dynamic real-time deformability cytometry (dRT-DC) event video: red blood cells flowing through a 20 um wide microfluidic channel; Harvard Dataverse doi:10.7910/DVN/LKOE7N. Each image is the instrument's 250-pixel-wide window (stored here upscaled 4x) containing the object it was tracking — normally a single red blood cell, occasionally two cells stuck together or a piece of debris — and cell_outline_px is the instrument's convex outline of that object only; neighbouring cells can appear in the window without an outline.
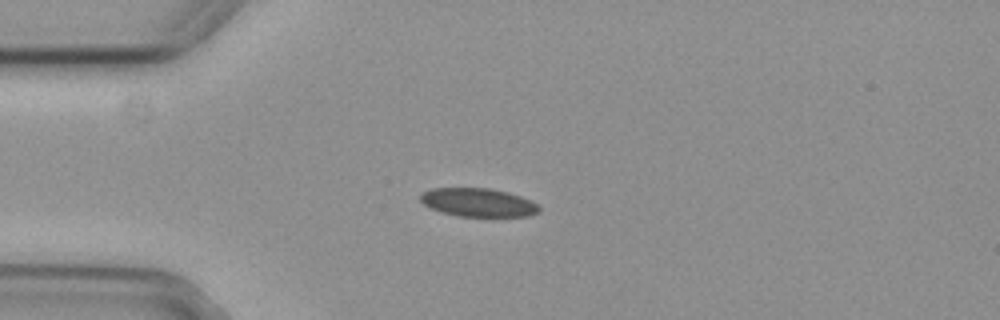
{"species": "common noctule bat (a hibernating species)", "species_latin": "Nyctalus noctula", "temperature_condition": "cold", "stored_images_in_passage": 4, "camera_frame_rate_fps": 3000, "um_per_image_px": 0.085, "animal": {"sex": "female", "body_mass_g": 29.2, "forearm_length_mm": 56.3}, "frame": {"image": 1, "passage_image": 2, "time_ms": 0.333, "image_size_px": [1000, 320], "cell_outline_px": [[540, 212], [528, 216], [456, 216], [440, 212], [424, 204], [420, 200], [420, 196], [424, 192], [432, 188], [488, 188], [508, 192], [532, 200], [540, 208]], "centroid_in_image_um": [40.66, 17.21], "position_along_channel_um": 44.3, "area_um2": 19.65}}
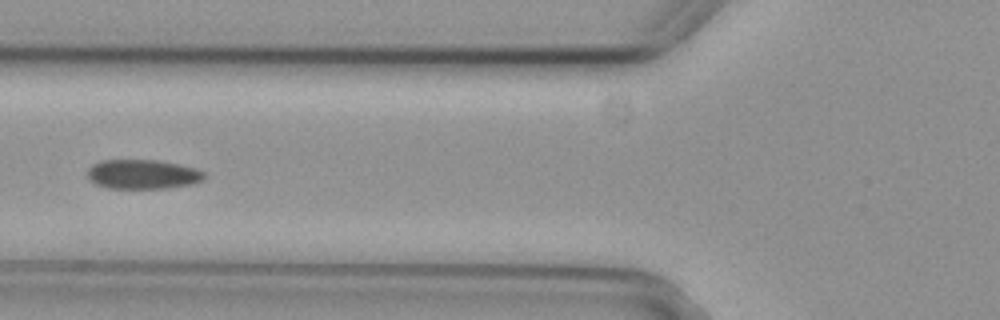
{"frame": {"image": 2, "passage_image": 4, "time_ms": 1.0, "image_size_px": [1000, 320], "cell_outline_px": [[204, 180], [192, 184], [168, 188], [108, 188], [96, 184], [88, 180], [88, 168], [92, 164], [100, 160], [156, 160], [180, 164], [196, 168], [204, 172]], "centroid_in_image_um": [12.12, 14.81], "position_along_channel_um": 113.7, "area_um2": 20.17}}